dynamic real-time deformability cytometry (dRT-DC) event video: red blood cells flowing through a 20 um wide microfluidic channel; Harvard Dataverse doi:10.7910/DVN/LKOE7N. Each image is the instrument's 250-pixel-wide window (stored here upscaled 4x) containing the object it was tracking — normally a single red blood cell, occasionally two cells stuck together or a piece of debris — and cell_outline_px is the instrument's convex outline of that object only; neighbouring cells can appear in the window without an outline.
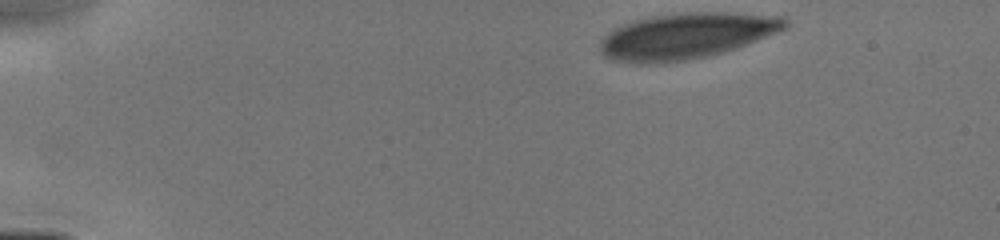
{"species": "human", "species_latin": "Homo sapiens", "temperature_condition": "cold", "stored_images_in_passage": 12, "camera_frame_rate_fps": 3000, "um_per_image_px": 0.085, "donor": {"sex": "male"}, "frame": {"image": 1, "passage_image": 1, "time_ms": 0.0, "image_size_px": [1000, 240], "cell_outline_px": [[788, 28], [736, 48], [724, 52], [708, 56], [684, 60], [652, 64], [636, 64], [612, 60], [604, 56], [600, 52], [600, 40], [612, 28], [632, 20], [652, 16], [680, 12], [732, 12], [784, 16], [788, 20]], "centroid_in_image_um": [58.32, 3.04], "position_along_channel_um": 26.7, "area_um2": 50.17}}
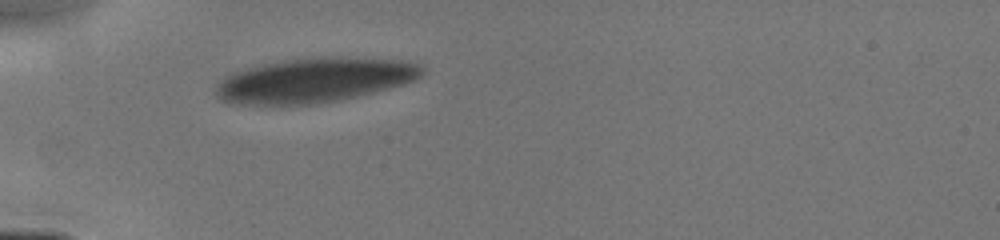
{"frame": {"image": 2, "passage_image": 7, "time_ms": 2.667, "image_size_px": [1000, 240], "cell_outline_px": [[424, 72], [416, 80], [404, 84], [356, 96], [320, 104], [232, 104], [220, 100], [216, 96], [216, 84], [224, 76], [232, 72], [276, 60], [308, 56], [348, 56], [408, 60], [424, 68]], "centroid_in_image_um": [26.72, 6.78], "position_along_channel_um": 58.3, "area_um2": 54.51}}
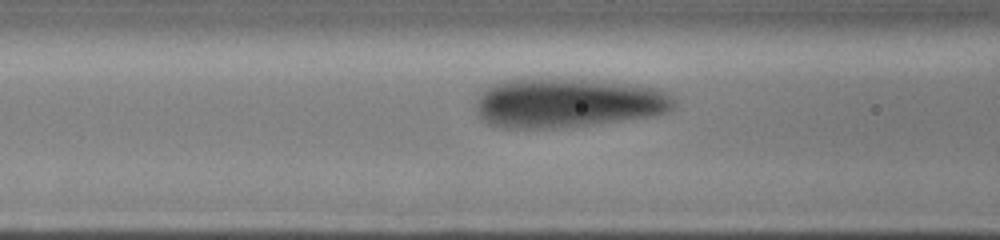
{"frame": {"image": 3, "passage_image": 11, "time_ms": 4.333, "image_size_px": [1000, 240], "cell_outline_px": [[676, 108], [668, 112], [656, 116], [588, 124], [552, 128], [504, 128], [488, 124], [476, 112], [476, 100], [480, 92], [484, 88], [500, 80], [520, 76], [556, 76], [636, 84], [660, 88], [668, 92], [676, 100]], "centroid_in_image_um": [48.24, 8.68], "position_along_channel_um": 118.4, "area_um2": 59.13}}